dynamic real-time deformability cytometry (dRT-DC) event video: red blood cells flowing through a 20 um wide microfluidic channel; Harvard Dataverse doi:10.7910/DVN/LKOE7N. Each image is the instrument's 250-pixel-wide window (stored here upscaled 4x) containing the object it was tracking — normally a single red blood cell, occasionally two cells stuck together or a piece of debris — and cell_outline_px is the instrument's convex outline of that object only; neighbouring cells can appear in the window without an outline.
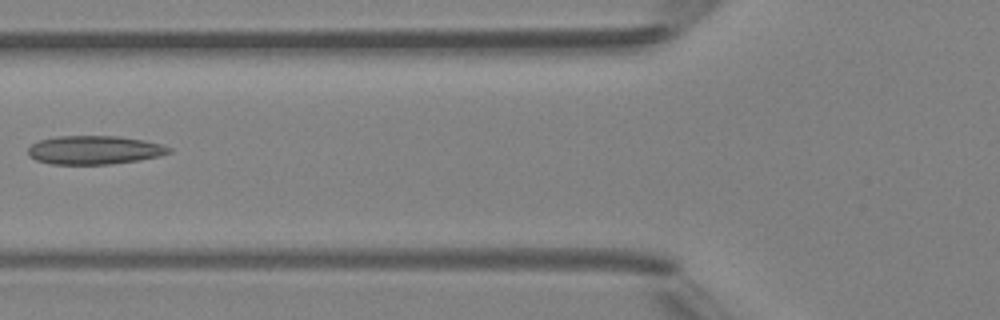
{"species": "Egyptian fruit bat (a non-hibernating species)", "species_latin": "Rousettus aegyptiacus", "temperature_condition": "room temperature", "stored_images_in_passage": 5, "camera_frame_rate_fps": 3000, "um_per_image_px": 0.085, "animal": {"sex": "female"}, "frame": {"image": 1, "passage_image": 5, "time_ms": 4.333, "image_size_px": [1000, 320], "cell_outline_px": [[172, 152], [160, 156], [136, 160], [108, 164], [52, 164], [36, 160], [28, 156], [28, 148], [32, 144], [40, 140], [56, 136], [120, 136], [144, 140], [160, 144], [172, 148]], "centroid_in_image_um": [8.02, 12.74], "position_along_channel_um": 117.8, "area_um2": 23.47}}